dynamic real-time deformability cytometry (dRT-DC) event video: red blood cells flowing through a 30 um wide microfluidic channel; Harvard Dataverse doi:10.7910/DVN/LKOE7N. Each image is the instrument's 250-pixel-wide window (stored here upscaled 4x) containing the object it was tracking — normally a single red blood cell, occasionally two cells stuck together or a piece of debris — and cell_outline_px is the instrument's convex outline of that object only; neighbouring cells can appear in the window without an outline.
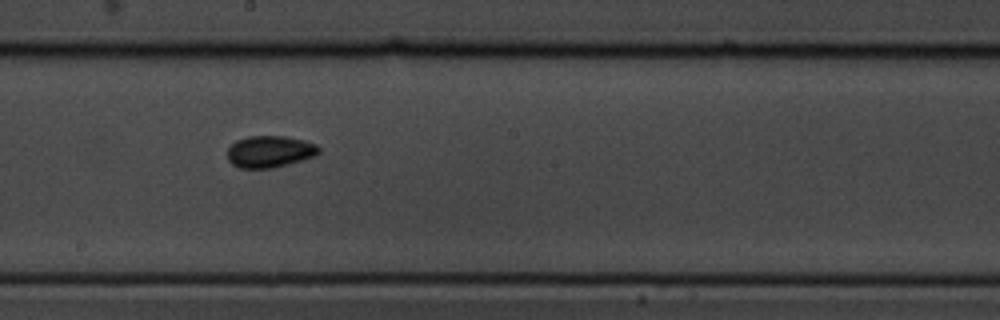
{"species": "common noctule bat (a hibernating species)", "species_latin": "Nyctalus noctula", "temperature_condition": "cold", "stored_images_in_passage": 10, "camera_frame_rate_fps": 3000, "um_per_image_px": 0.085, "animal": {"sex": "male", "body_mass_g": 19.5, "forearm_length_mm": 54.6}, "frame": {"image": 1, "passage_image": 9, "time_ms": 2.667, "image_size_px": [1000, 320], "cell_outline_px": [[320, 152], [316, 156], [288, 164], [272, 168], [240, 168], [232, 164], [228, 160], [228, 148], [236, 140], [248, 136], [284, 136], [304, 140], [316, 144], [320, 148]], "centroid_in_image_um": [22.94, 12.88], "position_along_channel_um": 225.3, "area_um2": 16.99}}
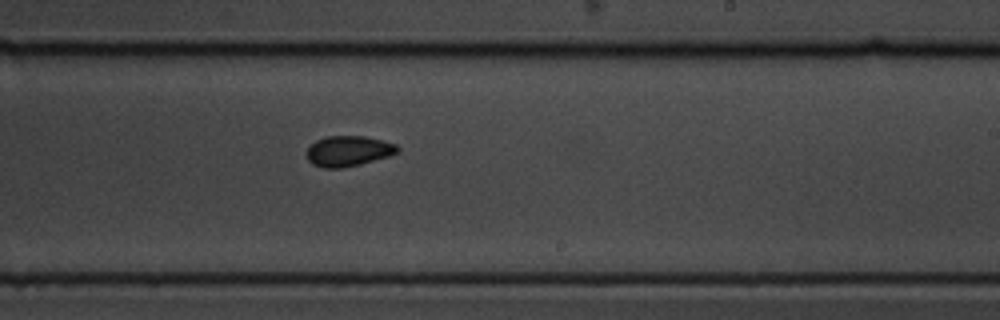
{"frame": {"image": 2, "passage_image": 10, "time_ms": 3.0, "image_size_px": [1000, 320], "cell_outline_px": [[400, 148], [396, 152], [388, 156], [360, 164], [340, 168], [324, 168], [312, 164], [308, 160], [308, 148], [316, 140], [328, 136], [364, 136], [384, 140], [396, 144]], "centroid_in_image_um": [29.62, 12.83], "position_along_channel_um": 259.4, "area_um2": 15.95}}